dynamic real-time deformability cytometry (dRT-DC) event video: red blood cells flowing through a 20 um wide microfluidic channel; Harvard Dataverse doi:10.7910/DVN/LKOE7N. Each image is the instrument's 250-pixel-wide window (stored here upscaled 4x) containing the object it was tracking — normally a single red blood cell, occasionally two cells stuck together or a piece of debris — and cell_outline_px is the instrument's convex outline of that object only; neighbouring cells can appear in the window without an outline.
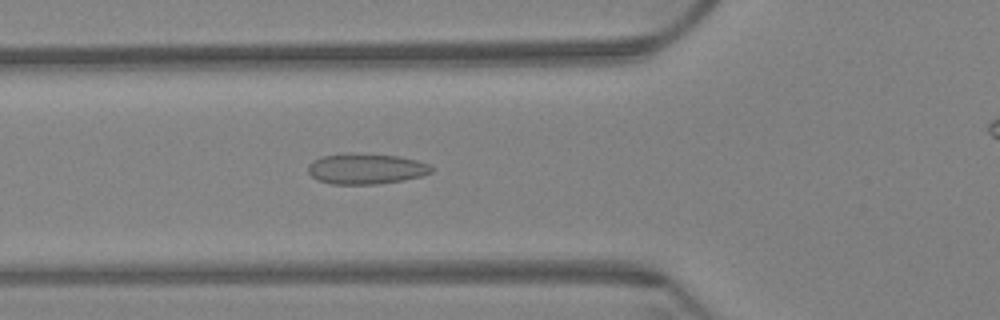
{"species": "Egyptian fruit bat (a non-hibernating species)", "species_latin": "Rousettus aegyptiacus", "temperature_condition": "warm", "stored_images_in_passage": 56, "camera_frame_rate_fps": 3000, "um_per_image_px": 0.085, "animal": {"sex": "female"}, "frame": {"image": 1, "passage_image": 22, "time_ms": 7.0, "image_size_px": [1000, 320], "cell_outline_px": [[432, 172], [420, 176], [404, 180], [376, 184], [332, 184], [320, 180], [312, 176], [308, 172], [308, 164], [320, 156], [340, 152], [348, 152], [400, 156], [416, 160], [428, 164], [432, 168]], "centroid_in_image_um": [31.07, 14.32], "position_along_channel_um": 94.7, "area_um2": 22.2}}
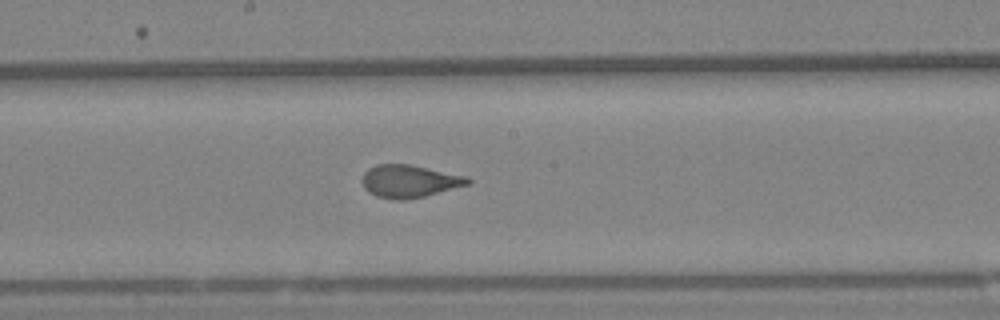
{"frame": {"image": 2, "passage_image": 33, "time_ms": 10.667, "image_size_px": [1000, 320], "cell_outline_px": [[472, 180], [468, 184], [424, 196], [404, 200], [396, 200], [376, 196], [368, 192], [364, 188], [364, 172], [368, 168], [376, 164], [408, 164], [468, 176]], "centroid_in_image_um": [34.79, 15.4], "position_along_channel_um": 213.4, "area_um2": 19.88}}
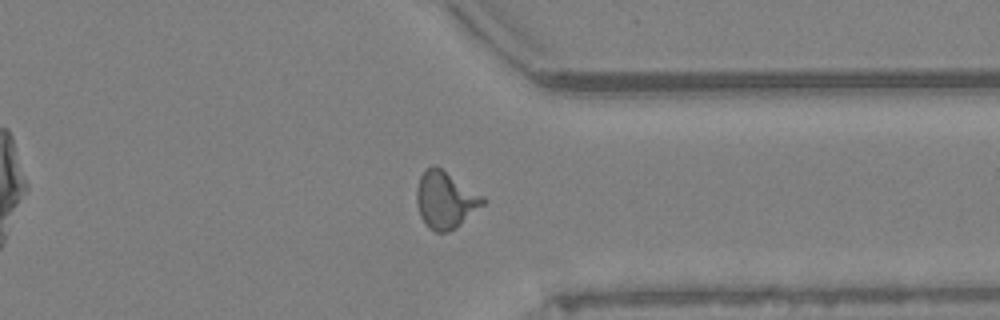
{"frame": {"image": 3, "passage_image": 48, "time_ms": 15.667, "image_size_px": [1000, 320], "cell_outline_px": [[488, 200], [484, 204], [456, 228], [448, 232], [436, 232], [428, 228], [420, 216], [416, 204], [416, 188], [420, 176], [432, 164], [436, 164], [484, 196]], "centroid_in_image_um": [37.85, 16.98], "position_along_channel_um": 373.5, "area_um2": 22.25}}